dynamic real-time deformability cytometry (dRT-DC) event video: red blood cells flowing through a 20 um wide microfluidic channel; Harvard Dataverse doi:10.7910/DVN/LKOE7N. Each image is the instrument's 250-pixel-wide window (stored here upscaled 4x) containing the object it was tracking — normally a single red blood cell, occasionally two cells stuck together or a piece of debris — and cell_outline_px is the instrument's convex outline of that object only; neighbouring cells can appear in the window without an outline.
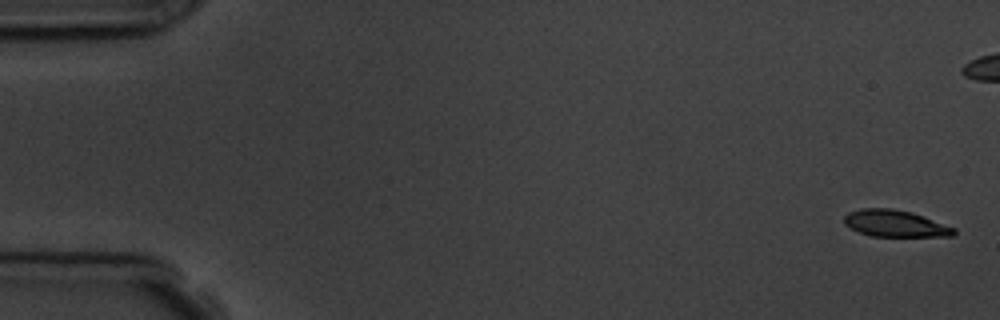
{"species": "common noctule bat (a hibernating species)", "species_latin": "Nyctalus noctula", "temperature_condition": "room temperature", "stored_images_in_passage": 7, "segment_of_instrument_passage": [1, 2], "camera_frame_rate_fps": 3000, "um_per_image_px": 0.085, "animal": {"sex": "male", "body_mass_g": 19.5, "forearm_length_mm": 54.6}, "frame": {"image": 1, "passage_image": 1, "time_ms": 0.0, "image_size_px": [1000, 320], "cell_outline_px": [[956, 232], [952, 236], [872, 236], [860, 232], [844, 224], [844, 216], [848, 212], [860, 208], [892, 208], [912, 212], [924, 216], [956, 228]], "centroid_in_image_um": [76.09, 18.98], "position_along_channel_um": 8.9, "area_um2": 17.11}}
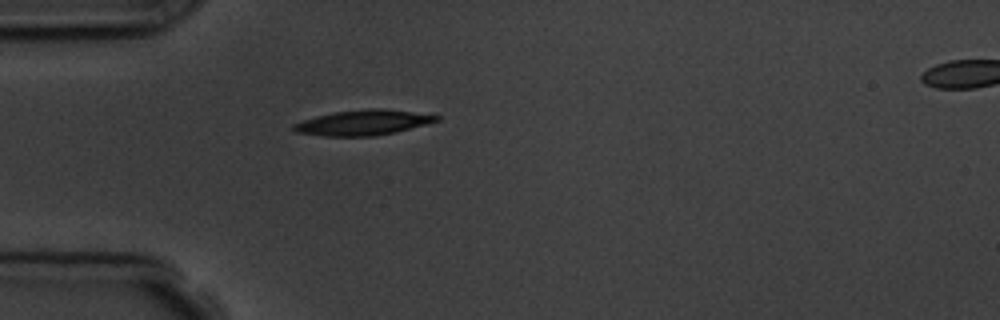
{"frame": {"image": 2, "passage_image": 6, "time_ms": 6.667, "image_size_px": [1000, 320], "cell_outline_px": [[440, 120], [428, 124], [396, 132], [376, 136], [324, 136], [296, 132], [292, 128], [292, 124], [316, 116], [336, 112], [368, 108], [384, 108], [440, 116]], "centroid_in_image_um": [30.88, 10.42], "position_along_channel_um": 54.1, "area_um2": 20.98}}